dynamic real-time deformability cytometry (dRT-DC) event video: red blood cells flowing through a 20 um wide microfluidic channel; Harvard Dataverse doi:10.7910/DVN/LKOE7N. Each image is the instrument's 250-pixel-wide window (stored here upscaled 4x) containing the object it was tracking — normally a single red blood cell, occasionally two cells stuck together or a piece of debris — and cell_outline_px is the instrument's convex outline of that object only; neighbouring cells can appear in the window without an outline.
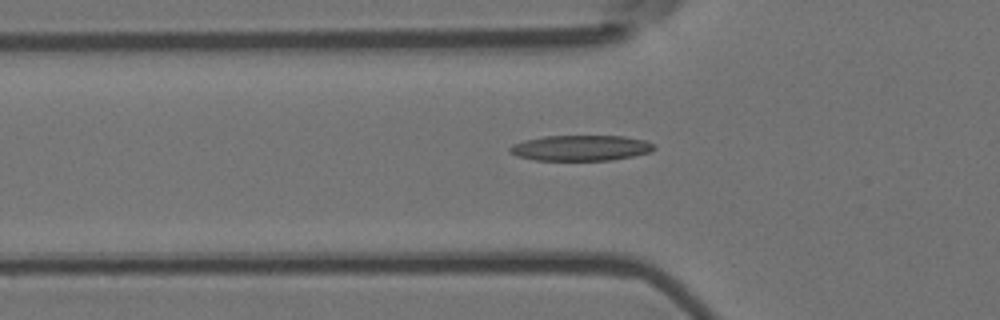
{"species": "Egyptian fruit bat (a non-hibernating species)", "species_latin": "Rousettus aegyptiacus", "temperature_condition": "room temperature", "stored_images_in_passage": 5, "camera_frame_rate_fps": 3000, "um_per_image_px": 0.085, "animal": {"sex": "female"}, "frame": {"image": 1, "passage_image": 4, "time_ms": 1.0, "image_size_px": [1000, 320], "cell_outline_px": [[656, 148], [652, 152], [612, 160], [536, 160], [516, 156], [508, 152], [508, 148], [512, 144], [524, 140], [544, 136], [624, 136], [644, 140], [656, 144]], "centroid_in_image_um": [49.36, 12.57], "position_along_channel_um": 76.4, "area_um2": 21.68}}
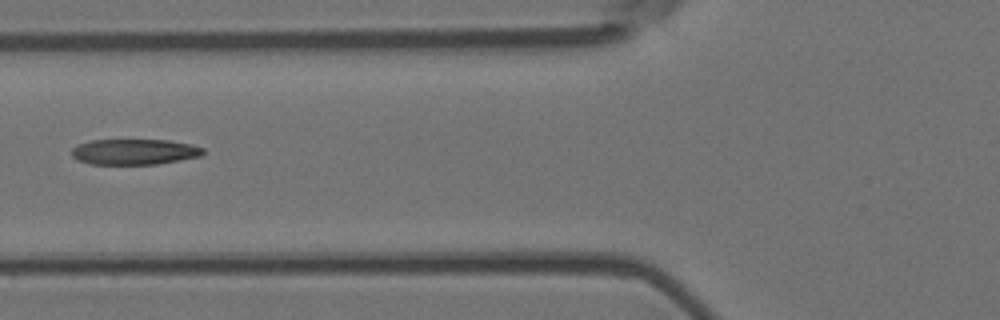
{"frame": {"image": 2, "passage_image": 5, "time_ms": 1.333, "image_size_px": [1000, 320], "cell_outline_px": [[204, 152], [200, 156], [180, 160], [156, 164], [88, 164], [76, 160], [72, 156], [72, 148], [76, 144], [92, 140], [168, 140], [192, 144], [204, 148]], "centroid_in_image_um": [11.39, 12.9], "position_along_channel_um": 114.4, "area_um2": 19.77}}